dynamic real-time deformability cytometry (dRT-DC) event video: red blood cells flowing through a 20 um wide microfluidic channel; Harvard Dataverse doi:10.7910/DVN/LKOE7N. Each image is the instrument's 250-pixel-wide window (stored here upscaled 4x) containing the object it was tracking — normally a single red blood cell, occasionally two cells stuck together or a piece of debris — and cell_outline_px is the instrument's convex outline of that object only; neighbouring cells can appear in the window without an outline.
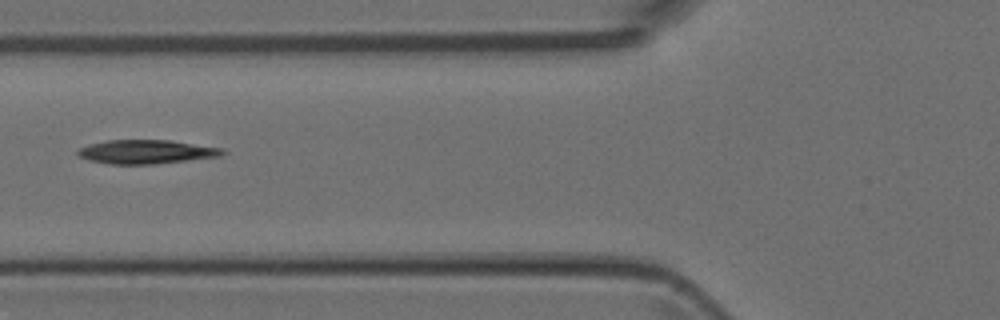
{"species": "Egyptian fruit bat (a non-hibernating species)", "species_latin": "Rousettus aegyptiacus", "temperature_condition": "room temperature", "stored_images_in_passage": 6, "camera_frame_rate_fps": 3000, "um_per_image_px": 0.085, "animal": {"sex": "female"}, "frame": {"image": 1, "passage_image": 5, "time_ms": 5.333, "image_size_px": [1000, 320], "cell_outline_px": [[224, 152], [220, 156], [152, 164], [112, 164], [88, 160], [80, 156], [76, 152], [80, 148], [88, 144], [108, 140], [168, 140], [224, 148]], "centroid_in_image_um": [12.4, 12.89], "position_along_channel_um": 113.4, "area_um2": 19.88}}
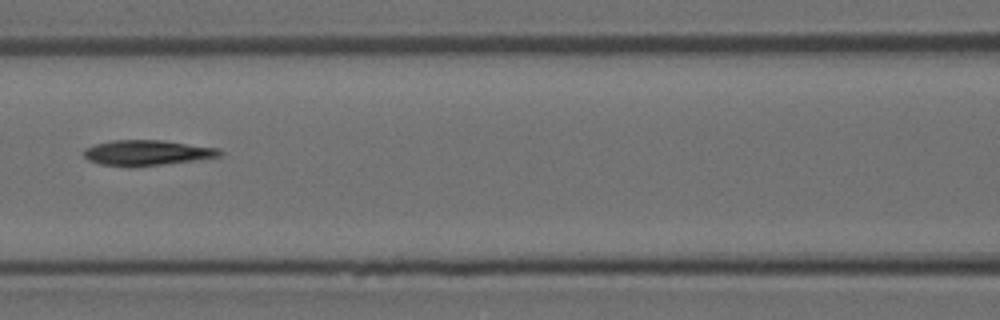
{"frame": {"image": 2, "passage_image": 6, "time_ms": 6.333, "image_size_px": [1000, 320], "cell_outline_px": [[224, 152], [220, 156], [192, 160], [132, 168], [128, 168], [100, 164], [88, 160], [84, 156], [84, 148], [96, 144], [112, 140], [164, 140], [216, 148]], "centroid_in_image_um": [12.43, 12.99], "position_along_channel_um": 154.2, "area_um2": 20.11}}